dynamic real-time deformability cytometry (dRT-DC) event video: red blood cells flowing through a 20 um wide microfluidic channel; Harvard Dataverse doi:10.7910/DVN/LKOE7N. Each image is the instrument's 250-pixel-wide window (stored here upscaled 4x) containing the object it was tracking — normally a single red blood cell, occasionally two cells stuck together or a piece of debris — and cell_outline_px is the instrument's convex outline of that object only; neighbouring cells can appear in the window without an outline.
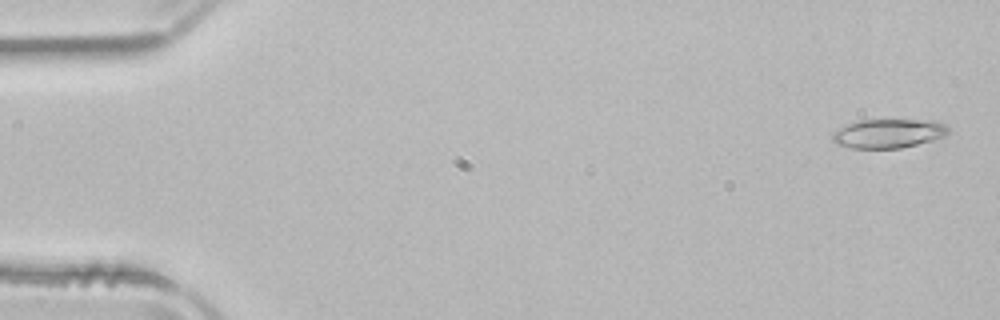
{"species": "common noctule bat (a hibernating species)", "species_latin": "Nyctalus noctula", "temperature_condition": "room temperature", "stored_images_in_passage": 52, "camera_frame_rate_fps": 3000, "um_per_image_px": 0.085, "animal": {"sex": "male", "body_mass_g": 21.5, "forearm_length_mm": 52.0}, "frame": {"image": 1, "passage_image": 2, "time_ms": 0.333, "image_size_px": [1000, 320], "cell_outline_px": [[952, 132], [944, 136], [932, 140], [900, 148], [852, 148], [836, 144], [832, 140], [832, 132], [848, 124], [860, 120], [940, 120]], "centroid_in_image_um": [75.54, 11.34], "position_along_channel_um": 9.5, "area_um2": 19.65}}
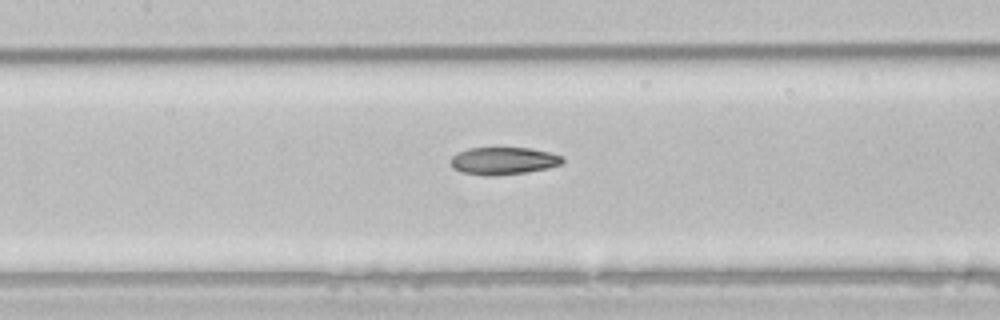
{"frame": {"image": 2, "passage_image": 24, "time_ms": 7.667, "image_size_px": [1000, 320], "cell_outline_px": [[564, 160], [560, 164], [548, 168], [528, 172], [492, 176], [484, 176], [464, 172], [452, 168], [448, 160], [456, 152], [468, 148], [528, 148], [548, 152], [560, 156]], "centroid_in_image_um": [42.72, 13.67], "position_along_channel_um": 164.7, "area_um2": 17.92}}
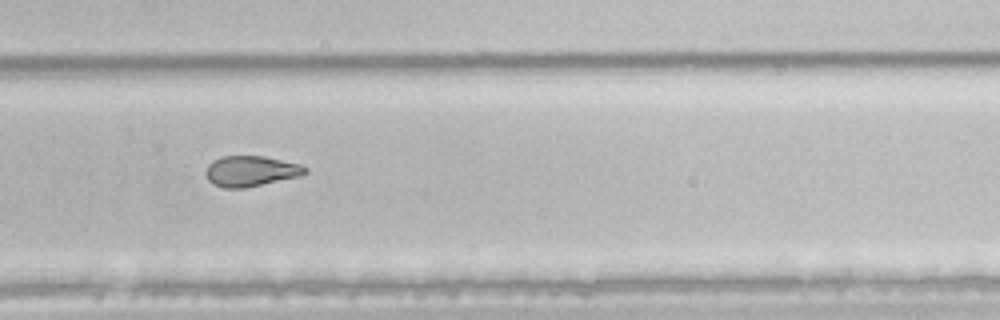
{"frame": {"image": 3, "passage_image": 35, "time_ms": 11.333, "image_size_px": [1000, 320], "cell_outline_px": [[308, 172], [300, 176], [244, 188], [224, 188], [212, 184], [208, 180], [204, 172], [208, 164], [212, 160], [220, 156], [264, 156], [300, 164], [308, 168]], "centroid_in_image_um": [21.29, 14.54], "position_along_channel_um": 308.5, "area_um2": 17.86}, "authors_computed_cell_mechanics": {"area_um2": 19.363, "velocity_mm_per_s": 3.9456, "shape_relaxation_time_tau1_ms": 10.8404, "shape_relaxation_time_tau2_ms": 4.5052, "deformation_change_tau1": 0.2608, "deformation_change_tau2": 0.124}}